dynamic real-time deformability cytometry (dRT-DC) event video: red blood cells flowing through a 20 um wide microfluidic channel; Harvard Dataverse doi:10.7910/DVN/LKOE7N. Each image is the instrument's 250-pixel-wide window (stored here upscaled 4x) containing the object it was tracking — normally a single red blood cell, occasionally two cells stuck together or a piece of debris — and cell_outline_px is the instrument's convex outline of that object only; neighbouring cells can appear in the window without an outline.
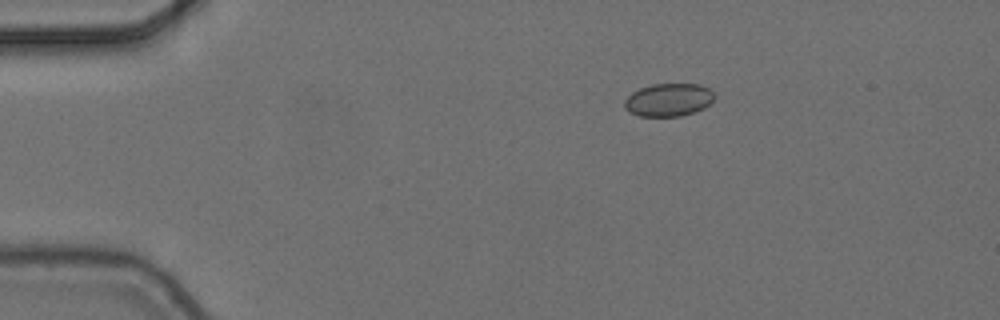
{"species": "common noctule bat (a hibernating species)", "species_latin": "Nyctalus noctula", "temperature_condition": "cold", "stored_images_in_passage": 4, "camera_frame_rate_fps": 3000, "um_per_image_px": 0.085, "animal": {"sex": "female", "body_mass_g": 24.6, "forearm_length_mm": 56.2}, "frame": {"image": 1, "passage_image": 2, "time_ms": 0.333, "image_size_px": [1000, 320], "cell_outline_px": [[712, 100], [704, 108], [680, 116], [640, 116], [628, 112], [624, 108], [624, 100], [632, 92], [640, 88], [652, 84], [700, 84], [708, 88], [712, 92]], "centroid_in_image_um": [56.77, 8.48], "position_along_channel_um": 28.2, "area_um2": 17.11}}